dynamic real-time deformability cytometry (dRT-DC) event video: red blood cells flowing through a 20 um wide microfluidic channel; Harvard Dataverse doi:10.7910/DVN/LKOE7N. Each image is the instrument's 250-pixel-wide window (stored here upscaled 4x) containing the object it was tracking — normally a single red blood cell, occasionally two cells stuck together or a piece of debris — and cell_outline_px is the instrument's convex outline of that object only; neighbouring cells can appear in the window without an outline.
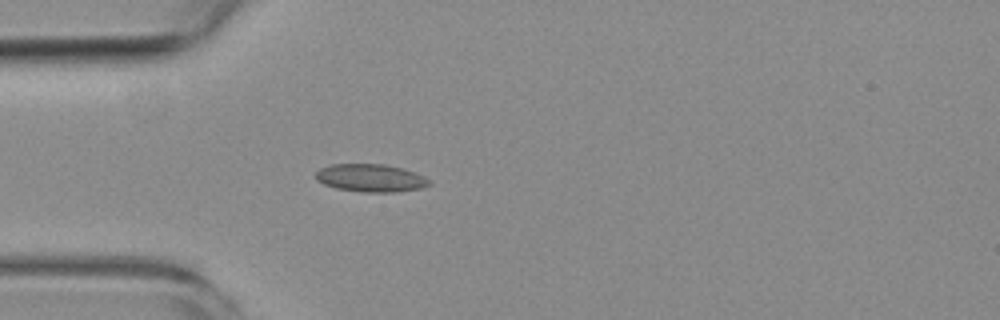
{"species": "common noctule bat (a hibernating species)", "species_latin": "Nyctalus noctula", "temperature_condition": "room temperature", "stored_images_in_passage": 3, "camera_frame_rate_fps": 3000, "um_per_image_px": 0.085, "animal": {"sex": "female", "body_mass_g": 19.3, "forearm_length_mm": 54.1}, "frame": {"image": 1, "passage_image": 3, "time_ms": 3.333, "image_size_px": [1000, 320], "cell_outline_px": [[432, 184], [420, 188], [396, 192], [364, 192], [336, 188], [324, 184], [316, 180], [316, 172], [320, 168], [328, 164], [384, 164], [400, 168], [424, 176]], "centroid_in_image_um": [31.47, 15.13], "position_along_channel_um": 53.5, "area_um2": 18.26}}